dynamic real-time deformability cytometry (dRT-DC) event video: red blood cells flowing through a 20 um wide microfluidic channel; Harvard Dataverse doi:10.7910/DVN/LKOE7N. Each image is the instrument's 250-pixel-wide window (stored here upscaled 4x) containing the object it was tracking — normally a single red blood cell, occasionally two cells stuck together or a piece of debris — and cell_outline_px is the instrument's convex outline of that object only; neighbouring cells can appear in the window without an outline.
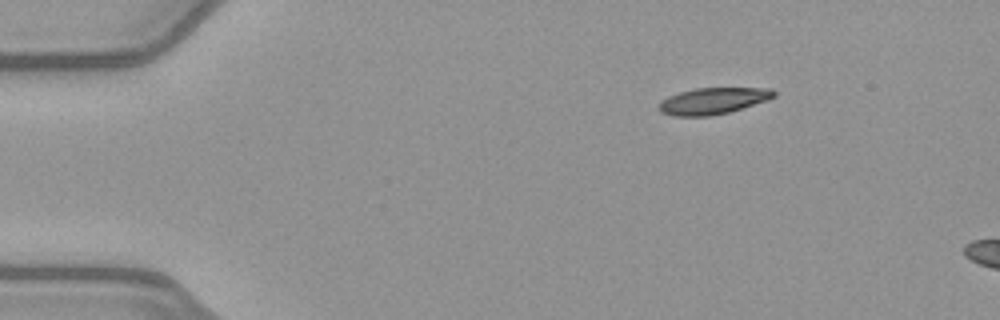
{"species": "common noctule bat (a hibernating species)", "species_latin": "Nyctalus noctula", "temperature_condition": "warm", "stored_images_in_passage": 9, "camera_frame_rate_fps": 3000, "um_per_image_px": 0.085, "animal": {"sex": "female", "body_mass_g": 21.9}, "frame": {"image": 1, "passage_image": 1, "time_ms": 0.0, "image_size_px": [1000, 320], "cell_outline_px": [[776, 96], [768, 100], [728, 112], [712, 116], [672, 116], [660, 112], [656, 108], [660, 100], [668, 96], [680, 92], [696, 88], [772, 88], [776, 92]], "centroid_in_image_um": [60.57, 8.58], "position_along_channel_um": 24.4, "area_um2": 17.92}}